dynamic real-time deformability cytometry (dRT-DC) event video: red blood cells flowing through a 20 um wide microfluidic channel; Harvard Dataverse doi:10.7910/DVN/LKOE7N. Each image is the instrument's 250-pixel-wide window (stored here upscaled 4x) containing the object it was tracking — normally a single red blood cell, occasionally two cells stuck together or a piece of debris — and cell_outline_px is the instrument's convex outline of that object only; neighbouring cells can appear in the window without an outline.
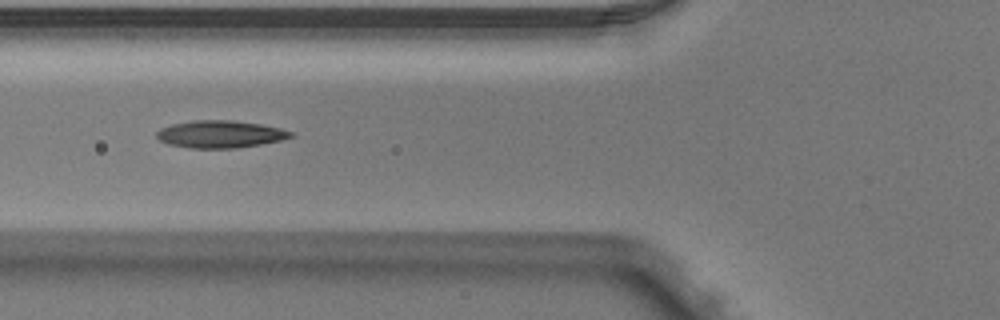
{"species": "Egyptian fruit bat (a non-hibernating species)", "species_latin": "Rousettus aegyptiacus", "temperature_condition": "warm", "stored_images_in_passage": 5, "camera_frame_rate_fps": 3000, "um_per_image_px": 0.085, "animal": {"sex": "male"}, "frame": {"image": 1, "passage_image": 5, "time_ms": 1.333, "image_size_px": [1000, 320], "cell_outline_px": [[296, 136], [280, 140], [260, 144], [236, 148], [188, 148], [168, 144], [160, 140], [156, 136], [156, 132], [160, 128], [172, 124], [192, 120], [232, 120], [260, 124], [280, 128], [292, 132]], "centroid_in_image_um": [18.7, 11.4], "position_along_channel_um": 107.1, "area_um2": 21.39}}